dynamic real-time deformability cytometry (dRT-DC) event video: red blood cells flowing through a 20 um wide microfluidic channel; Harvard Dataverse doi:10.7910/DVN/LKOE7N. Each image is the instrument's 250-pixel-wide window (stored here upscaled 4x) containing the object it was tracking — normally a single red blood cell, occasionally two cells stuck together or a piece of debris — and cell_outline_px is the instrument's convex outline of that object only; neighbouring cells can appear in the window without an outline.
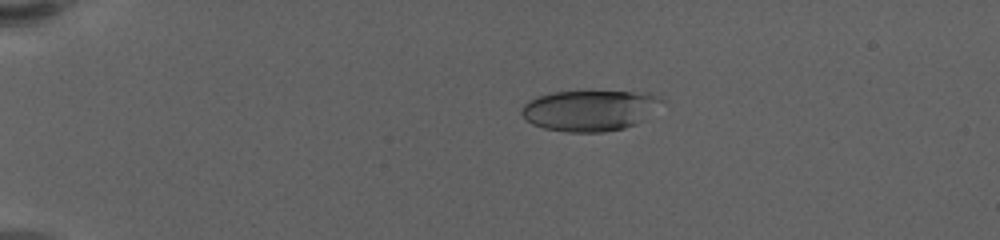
{"species": "human", "species_latin": "Homo sapiens", "temperature_condition": "warm", "stored_images_in_passage": 63, "camera_frame_rate_fps": 3000, "um_per_image_px": 0.085, "donor": {"sex": "female"}, "frame": {"image": 1, "passage_image": 15, "time_ms": 4.667, "image_size_px": [1000, 240], "cell_outline_px": [[664, 100], [636, 124], [624, 128], [604, 132], [568, 132], [544, 128], [532, 124], [524, 120], [520, 112], [520, 108], [528, 100], [536, 96], [556, 92], [648, 92], [660, 96]], "centroid_in_image_um": [50.06, 9.39], "position_along_channel_um": 34.9, "area_um2": 33.18}}
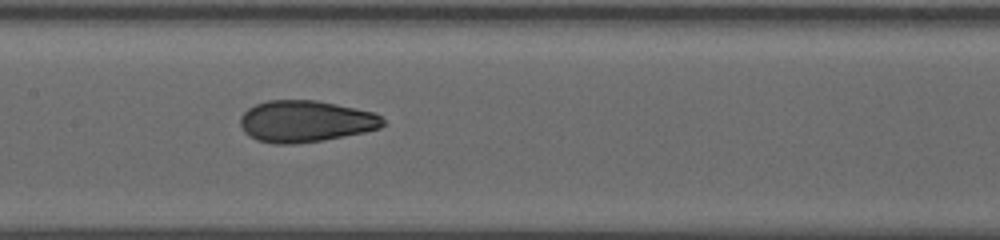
{"frame": {"image": 2, "passage_image": 34, "time_ms": 11.0, "image_size_px": [1000, 240], "cell_outline_px": [[388, 124], [380, 128], [364, 132], [324, 140], [292, 144], [276, 144], [256, 140], [244, 132], [240, 124], [240, 116], [248, 108], [256, 104], [268, 100], [316, 100], [376, 112]], "centroid_in_image_um": [25.99, 10.31], "position_along_channel_um": 181.4, "area_um2": 34.8}}
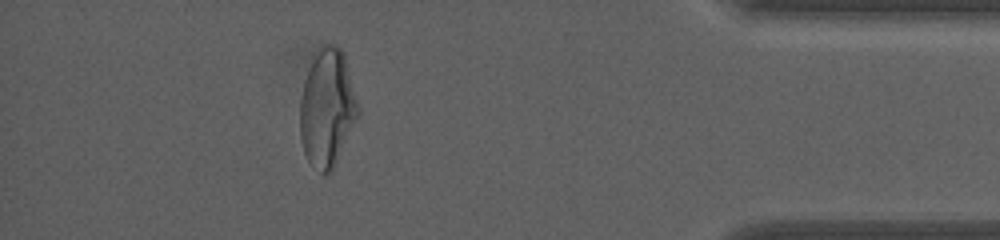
{"frame": {"image": 3, "passage_image": 57, "time_ms": 18.667, "image_size_px": [1000, 240], "cell_outline_px": [[360, 112], [332, 172], [328, 176], [324, 176], [308, 160], [304, 152], [300, 140], [300, 100], [304, 80], [320, 44], [336, 44], [344, 52], [360, 108]], "centroid_in_image_um": [27.82, 9.19], "position_along_channel_um": 407.4, "area_um2": 40.11}, "authors_computed_cell_mechanics": {"area_um2": 34.7956, "velocity_mm_per_s": 3.4354, "shape_relaxation_time_tau1_ms": 6.3052, "shape_relaxation_time_tau2_ms": 0.9385, "deformation_change_tau1": 0.2146, "deformation_change_tau2": 0.0637}}